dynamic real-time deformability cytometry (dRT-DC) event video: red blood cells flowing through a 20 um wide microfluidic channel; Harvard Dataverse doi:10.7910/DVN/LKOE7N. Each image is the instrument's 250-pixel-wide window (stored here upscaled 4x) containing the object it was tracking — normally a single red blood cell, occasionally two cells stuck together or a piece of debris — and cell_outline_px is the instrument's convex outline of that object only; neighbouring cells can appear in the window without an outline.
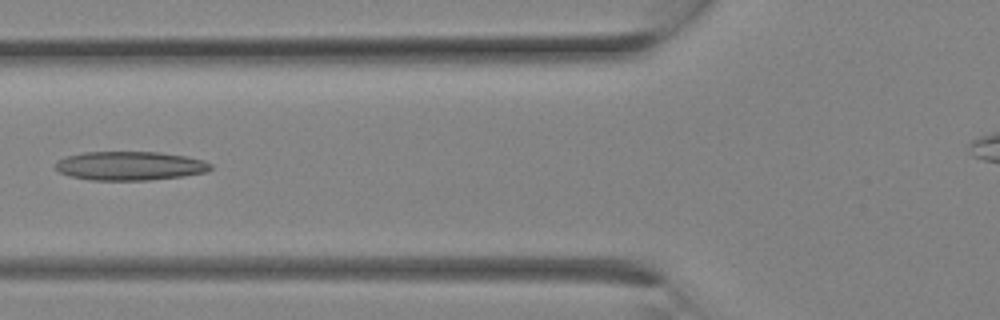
{"species": "Egyptian fruit bat (a non-hibernating species)", "species_latin": "Rousettus aegyptiacus", "temperature_condition": "room temperature", "stored_images_in_passage": 11, "camera_frame_rate_fps": 3000, "um_per_image_px": 0.085, "animal": {"sex": "female"}, "frame": {"image": 1, "passage_image": 10, "time_ms": 3.0, "image_size_px": [1000, 320], "cell_outline_px": [[212, 168], [208, 172], [184, 176], [148, 180], [88, 180], [68, 176], [60, 172], [56, 168], [56, 160], [64, 156], [84, 152], [160, 152], [184, 156], [204, 160], [212, 164]], "centroid_in_image_um": [11.03, 14.1], "position_along_channel_um": 114.8, "area_um2": 26.36}}